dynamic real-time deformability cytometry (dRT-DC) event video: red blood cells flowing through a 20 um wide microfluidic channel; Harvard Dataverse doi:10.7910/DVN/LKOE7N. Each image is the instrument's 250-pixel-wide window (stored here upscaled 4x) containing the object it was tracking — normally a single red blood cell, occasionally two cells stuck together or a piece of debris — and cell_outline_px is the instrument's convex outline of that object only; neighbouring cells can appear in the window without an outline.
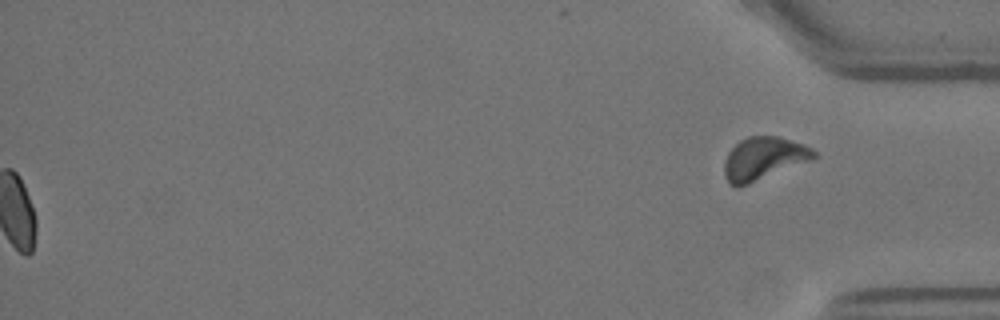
{"species": "Egyptian fruit bat (a non-hibernating species)", "species_latin": "Rousettus aegyptiacus", "temperature_condition": "warm", "stored_images_in_passage": 56, "segment_of_instrument_passage": [2, 2], "camera_frame_rate_fps": 3000, "um_per_image_px": 0.085, "animal": {"sex": "female"}, "frame": {"image": 1, "passage_image": 56, "time_ms": 18.333, "image_size_px": [1000, 320], "cell_outline_px": [[820, 156], [748, 184], [736, 188], [728, 184], [724, 176], [724, 160], [728, 152], [740, 140], [748, 136], [780, 136], [804, 144], [812, 148]], "centroid_in_image_um": [64.88, 13.47], "position_along_channel_um": 370.3, "area_um2": 22.43}}